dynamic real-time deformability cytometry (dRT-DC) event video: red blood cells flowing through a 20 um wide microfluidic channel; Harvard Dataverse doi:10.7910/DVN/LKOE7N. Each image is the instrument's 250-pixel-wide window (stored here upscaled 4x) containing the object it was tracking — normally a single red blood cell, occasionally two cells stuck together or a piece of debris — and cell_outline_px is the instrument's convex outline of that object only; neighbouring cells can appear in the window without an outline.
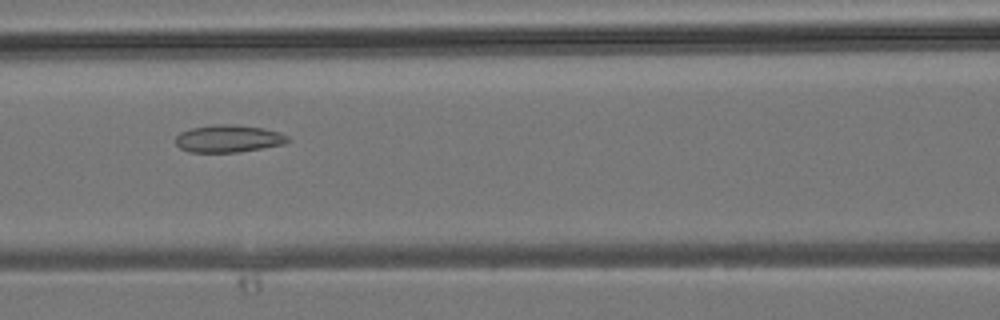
{"species": "common noctule bat (a hibernating species)", "species_latin": "Nyctalus noctula", "temperature_condition": "room temperature", "stored_images_in_passage": 25, "camera_frame_rate_fps": 3000, "um_per_image_px": 0.085, "animal": {"sex": "male", "body_mass_g": 19.2, "forearm_length_mm": 51.8}, "frame": {"image": 1, "passage_image": 5, "time_ms": 1.333, "image_size_px": [1000, 320], "cell_outline_px": [[292, 140], [284, 144], [240, 152], [188, 152], [180, 148], [176, 144], [176, 136], [180, 132], [192, 128], [220, 124], [232, 124], [264, 128], [280, 132], [288, 136]], "centroid_in_image_um": [19.45, 11.79], "position_along_channel_um": 147.2, "area_um2": 17.98}}
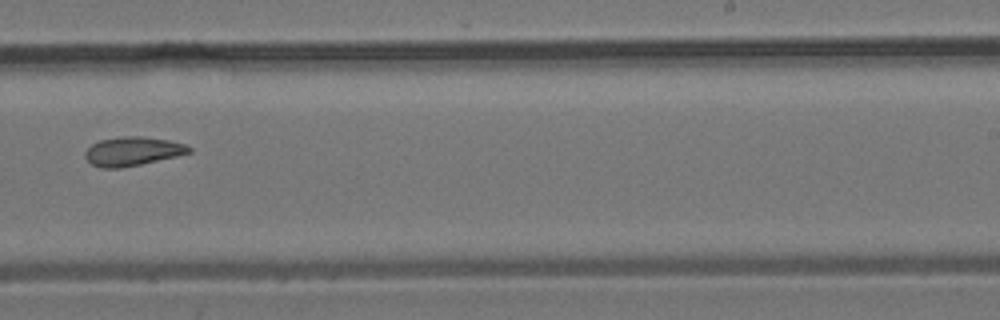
{"frame": {"image": 2, "passage_image": 12, "time_ms": 3.667, "image_size_px": [1000, 320], "cell_outline_px": [[192, 152], [176, 156], [140, 164], [120, 168], [100, 168], [92, 164], [84, 156], [84, 152], [92, 144], [100, 140], [124, 136], [140, 136], [168, 140], [184, 144], [192, 148]], "centroid_in_image_um": [11.25, 12.86], "position_along_channel_um": 277.7, "area_um2": 17.34}}
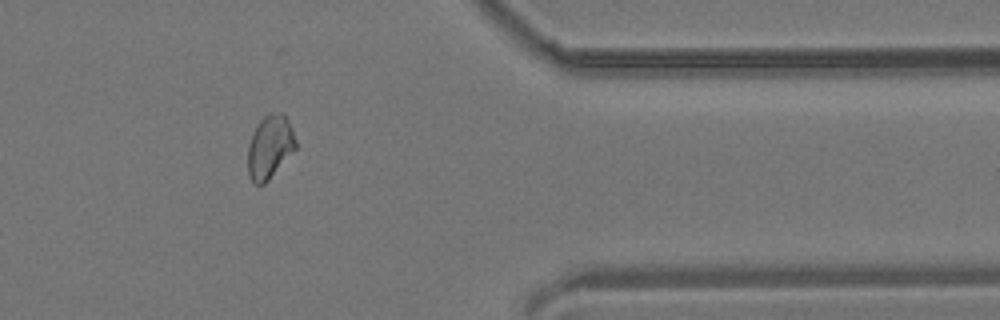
{"frame": {"image": 3, "passage_image": 19, "time_ms": 6.0, "image_size_px": [1000, 320], "cell_outline_px": [[296, 148], [268, 180], [264, 184], [256, 184], [252, 180], [248, 172], [248, 144], [260, 120], [264, 116], [272, 112], [280, 112], [288, 120], [292, 128], [296, 140]], "centroid_in_image_um": [22.94, 12.47], "position_along_channel_um": 388.5, "area_um2": 17.34}}